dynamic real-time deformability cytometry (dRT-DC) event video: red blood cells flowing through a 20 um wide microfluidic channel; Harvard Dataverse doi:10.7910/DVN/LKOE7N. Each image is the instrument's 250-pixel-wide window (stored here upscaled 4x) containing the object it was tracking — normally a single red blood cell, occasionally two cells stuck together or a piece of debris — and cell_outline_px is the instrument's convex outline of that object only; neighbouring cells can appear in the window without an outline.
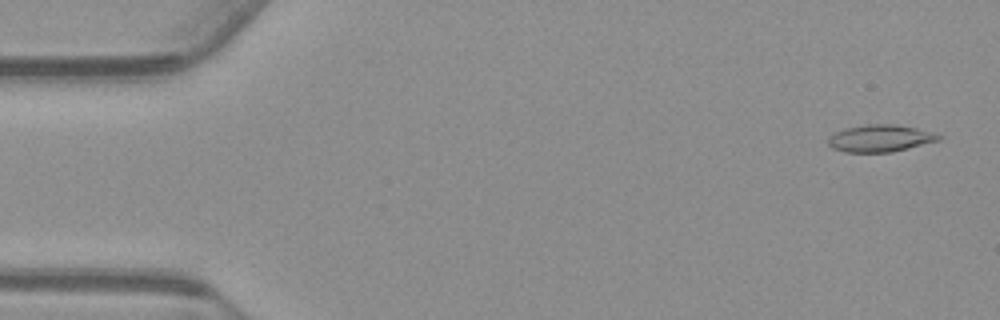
{"species": "common noctule bat (a hibernating species)", "species_latin": "Nyctalus noctula", "temperature_condition": "warm", "stored_images_in_passage": 54, "camera_frame_rate_fps": 3000, "um_per_image_px": 0.085, "animal": {"sex": "male", "body_mass_g": 23.1, "forearm_length_mm": 52.7}, "frame": {"image": 1, "passage_image": 2, "time_ms": 0.333, "image_size_px": [1000, 320], "cell_outline_px": [[944, 136], [940, 140], [892, 152], [844, 152], [832, 148], [828, 144], [828, 140], [836, 132], [844, 128], [864, 124], [896, 124], [916, 128], [932, 132]], "centroid_in_image_um": [74.83, 11.75], "position_along_channel_um": 10.2, "area_um2": 17.46}}
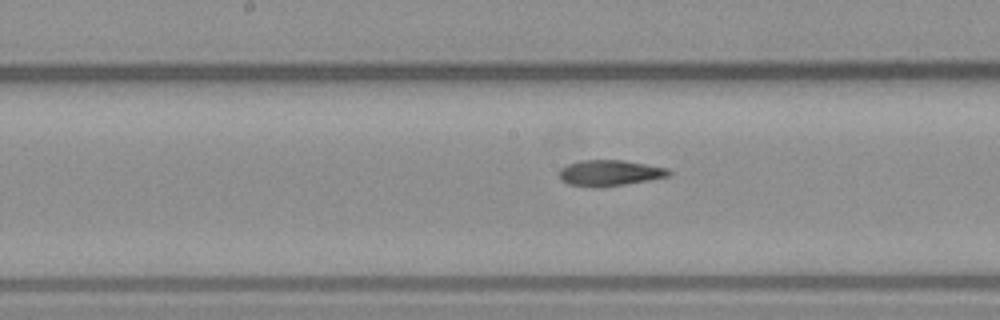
{"frame": {"image": 2, "passage_image": 27, "time_ms": 8.667, "image_size_px": [1000, 320], "cell_outline_px": [[672, 172], [668, 176], [648, 180], [600, 188], [592, 188], [568, 184], [560, 180], [560, 168], [568, 164], [584, 160], [624, 160], [668, 168]], "centroid_in_image_um": [51.8, 14.71], "position_along_channel_um": 196.4, "area_um2": 16.59}}
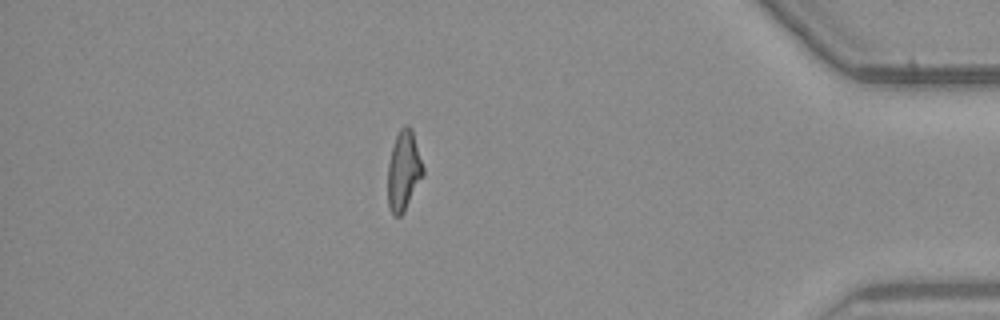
{"frame": {"image": 3, "passage_image": 47, "time_ms": 15.333, "image_size_px": [1000, 320], "cell_outline_px": [[424, 176], [404, 212], [400, 216], [392, 216], [388, 204], [388, 164], [392, 148], [396, 136], [400, 128], [404, 124], [408, 124], [412, 128], [424, 168]], "centroid_in_image_um": [34.33, 14.52], "position_along_channel_um": 400.9, "area_um2": 16.65}, "authors_computed_cell_mechanics": {"area_um2": 16.7331, "velocity_mm_per_s": 3.7592, "shape_relaxation_time_tau1_ms": 8.7248, "shape_relaxation_time_tau2_ms": 4.1717, "deformation_change_tau1": 0.2581, "deformation_change_tau2": 0.1475}}